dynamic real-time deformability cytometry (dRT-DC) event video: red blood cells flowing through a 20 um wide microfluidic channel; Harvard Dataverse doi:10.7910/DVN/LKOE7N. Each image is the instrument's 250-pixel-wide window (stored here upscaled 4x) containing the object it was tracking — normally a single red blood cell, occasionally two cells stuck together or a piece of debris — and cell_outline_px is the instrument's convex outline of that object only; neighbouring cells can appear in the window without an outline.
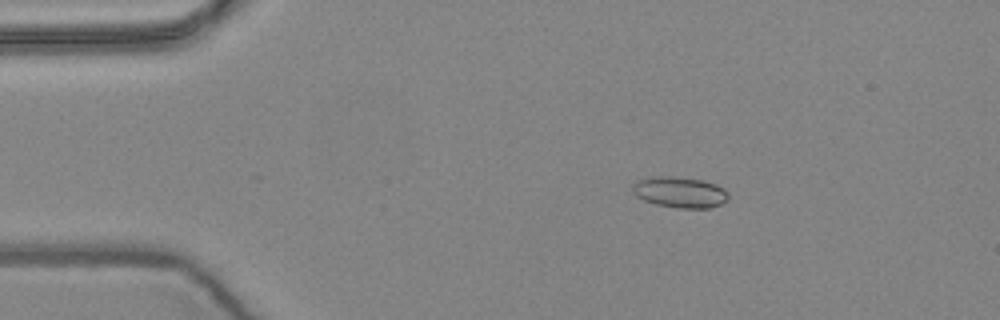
{"species": "common noctule bat (a hibernating species)", "species_latin": "Nyctalus noctula", "temperature_condition": "warm", "stored_images_in_passage": 5, "camera_frame_rate_fps": 3000, "um_per_image_px": 0.085, "animal": {"sex": "female", "body_mass_g": 24.6, "forearm_length_mm": 56.2}, "frame": {"image": 1, "passage_image": 3, "time_ms": 0.667, "image_size_px": [1000, 320], "cell_outline_px": [[728, 200], [712, 208], [676, 208], [656, 204], [644, 200], [636, 196], [632, 192], [632, 184], [636, 180], [652, 176], [672, 176], [704, 180], [716, 184], [724, 188], [728, 192]], "centroid_in_image_um": [57.78, 16.33], "position_along_channel_um": 27.2, "area_um2": 17.57}}